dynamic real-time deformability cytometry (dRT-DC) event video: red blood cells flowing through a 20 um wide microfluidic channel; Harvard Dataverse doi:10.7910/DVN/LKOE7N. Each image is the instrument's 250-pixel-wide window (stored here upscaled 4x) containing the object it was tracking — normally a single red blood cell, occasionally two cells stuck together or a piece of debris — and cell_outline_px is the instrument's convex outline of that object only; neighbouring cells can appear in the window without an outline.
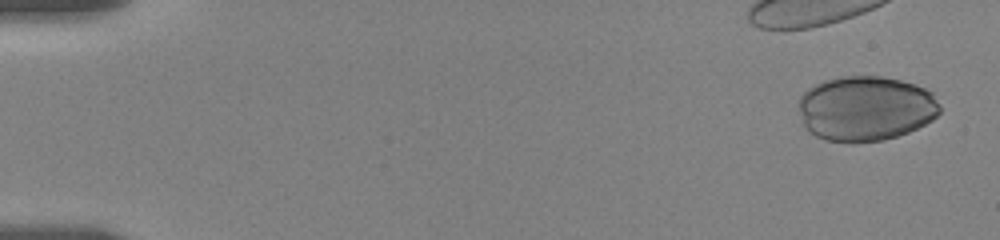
{"species": "human", "species_latin": "Homo sapiens", "temperature_condition": "room temperature", "stored_images_in_passage": 19, "camera_frame_rate_fps": 3000, "um_per_image_px": 0.085, "donor": {"sex": "female"}, "frame": {"image": 1, "passage_image": 3, "time_ms": 0.667, "image_size_px": [1000, 240], "cell_outline_px": [[940, 112], [932, 120], [908, 132], [884, 140], [852, 144], [824, 140], [808, 132], [804, 128], [800, 112], [800, 96], [808, 88], [824, 80], [840, 76], [880, 76], [900, 80], [924, 88], [932, 92], [940, 104]], "centroid_in_image_um": [73.56, 9.24], "position_along_channel_um": 11.4, "area_um2": 53.93}}